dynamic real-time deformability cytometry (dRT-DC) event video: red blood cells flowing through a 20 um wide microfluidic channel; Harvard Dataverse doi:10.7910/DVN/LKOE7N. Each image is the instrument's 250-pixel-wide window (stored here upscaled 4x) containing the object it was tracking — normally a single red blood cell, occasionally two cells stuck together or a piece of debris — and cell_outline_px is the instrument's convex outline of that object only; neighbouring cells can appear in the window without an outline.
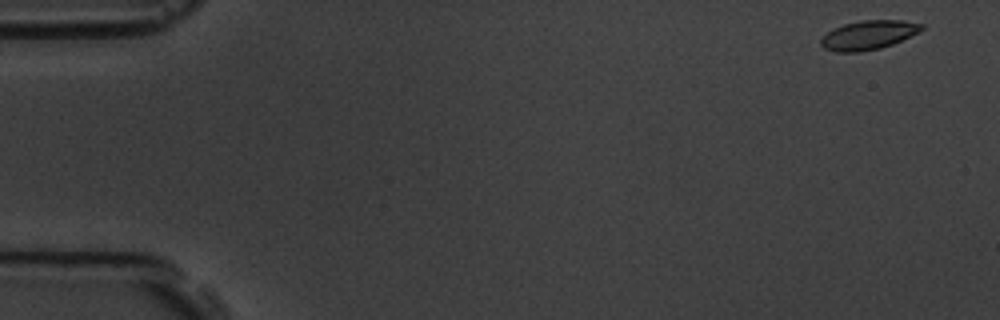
{"species": "common noctule bat (a hibernating species)", "species_latin": "Nyctalus noctula", "temperature_condition": "room temperature", "stored_images_in_passage": 56, "camera_frame_rate_fps": 3000, "um_per_image_px": 0.085, "animal": {"sex": "male", "body_mass_g": 19.5, "forearm_length_mm": 54.6}, "frame": {"image": 1, "passage_image": 1, "time_ms": 0.0, "image_size_px": [1000, 320], "cell_outline_px": [[924, 28], [892, 44], [880, 48], [860, 52], [836, 52], [824, 48], [820, 44], [820, 40], [832, 28], [844, 24], [860, 20], [900, 20], [924, 24]], "centroid_in_image_um": [73.77, 2.97], "position_along_channel_um": 11.2, "area_um2": 16.88}}
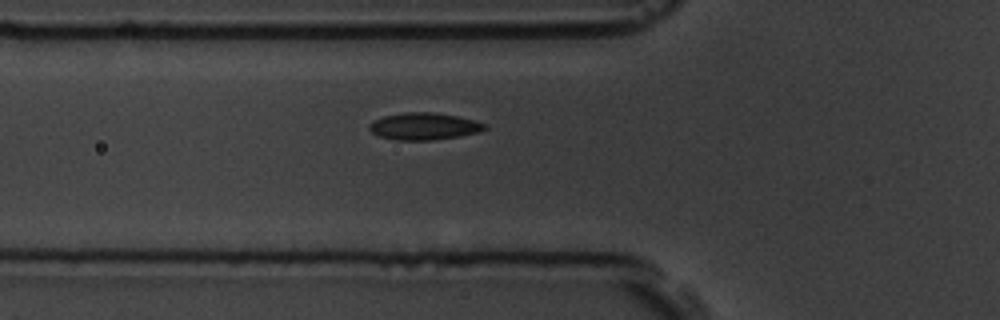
{"frame": {"image": 2, "passage_image": 19, "time_ms": 6.0, "image_size_px": [1000, 320], "cell_outline_px": [[488, 128], [480, 132], [460, 136], [432, 140], [396, 140], [380, 136], [372, 132], [368, 128], [368, 124], [372, 120], [384, 116], [404, 112], [436, 112], [476, 120], [488, 124]], "centroid_in_image_um": [36.07, 10.73], "position_along_channel_um": 89.7, "area_um2": 18.44}}
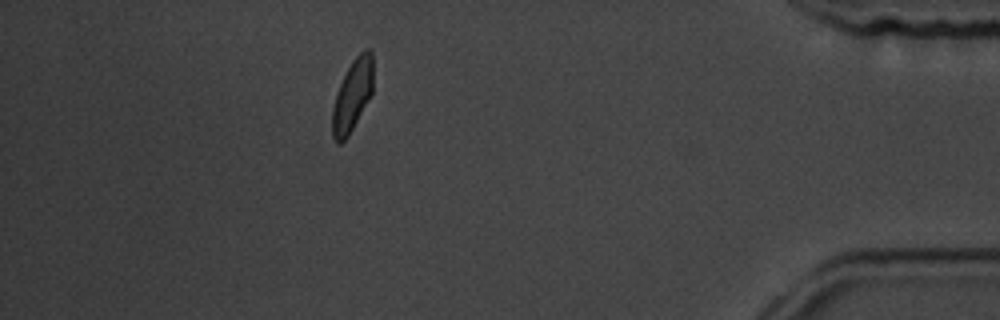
{"frame": {"image": 3, "passage_image": 50, "time_ms": 16.333, "image_size_px": [1000, 320], "cell_outline_px": [[372, 92], [348, 136], [340, 144], [336, 144], [332, 136], [332, 108], [336, 92], [352, 60], [364, 48], [372, 48]], "centroid_in_image_um": [29.93, 8.1], "position_along_channel_um": 405.3, "area_um2": 16.94}, "authors_computed_cell_mechanics": {"area_um2": 17.629, "velocity_mm_per_s": 3.5183, "shape_relaxation_time_tau1_ms": 3.5545, "shape_relaxation_time_tau2_ms": 1.5896, "deformation_change_tau1": 0.1049, "deformation_change_tau2": 0.0476}}